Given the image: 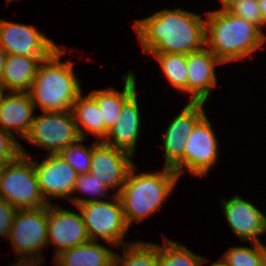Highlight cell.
<instances>
[{"instance_id": "obj_1", "label": "cell", "mask_w": 266, "mask_h": 266, "mask_svg": "<svg viewBox=\"0 0 266 266\" xmlns=\"http://www.w3.org/2000/svg\"><path fill=\"white\" fill-rule=\"evenodd\" d=\"M133 28L144 53L188 55L205 46V19L181 8L157 11L136 20Z\"/></svg>"}, {"instance_id": "obj_2", "label": "cell", "mask_w": 266, "mask_h": 266, "mask_svg": "<svg viewBox=\"0 0 266 266\" xmlns=\"http://www.w3.org/2000/svg\"><path fill=\"white\" fill-rule=\"evenodd\" d=\"M205 46L223 63L251 56L266 41L255 24L220 8L206 13Z\"/></svg>"}, {"instance_id": "obj_3", "label": "cell", "mask_w": 266, "mask_h": 266, "mask_svg": "<svg viewBox=\"0 0 266 266\" xmlns=\"http://www.w3.org/2000/svg\"><path fill=\"white\" fill-rule=\"evenodd\" d=\"M65 49L57 48L43 60L29 90L31 100L42 111H70L82 93L81 84L74 72V62H61Z\"/></svg>"}, {"instance_id": "obj_4", "label": "cell", "mask_w": 266, "mask_h": 266, "mask_svg": "<svg viewBox=\"0 0 266 266\" xmlns=\"http://www.w3.org/2000/svg\"><path fill=\"white\" fill-rule=\"evenodd\" d=\"M136 169L135 164L130 168L118 194L129 227L134 221L140 223L160 210L180 178L173 169L166 167L163 171L137 174Z\"/></svg>"}, {"instance_id": "obj_5", "label": "cell", "mask_w": 266, "mask_h": 266, "mask_svg": "<svg viewBox=\"0 0 266 266\" xmlns=\"http://www.w3.org/2000/svg\"><path fill=\"white\" fill-rule=\"evenodd\" d=\"M0 197L18 210L39 209L49 205L41 194L33 160L23 147L21 155L7 163L2 170Z\"/></svg>"}, {"instance_id": "obj_6", "label": "cell", "mask_w": 266, "mask_h": 266, "mask_svg": "<svg viewBox=\"0 0 266 266\" xmlns=\"http://www.w3.org/2000/svg\"><path fill=\"white\" fill-rule=\"evenodd\" d=\"M77 210L82 215L83 222L90 241L103 239L110 247H122L128 244L123 239L130 228L126 222L123 206L118 195L113 194L109 201H96L79 204Z\"/></svg>"}, {"instance_id": "obj_7", "label": "cell", "mask_w": 266, "mask_h": 266, "mask_svg": "<svg viewBox=\"0 0 266 266\" xmlns=\"http://www.w3.org/2000/svg\"><path fill=\"white\" fill-rule=\"evenodd\" d=\"M35 115L31 128L24 138L31 144L58 154L81 137L75 125L72 111H44Z\"/></svg>"}, {"instance_id": "obj_8", "label": "cell", "mask_w": 266, "mask_h": 266, "mask_svg": "<svg viewBox=\"0 0 266 266\" xmlns=\"http://www.w3.org/2000/svg\"><path fill=\"white\" fill-rule=\"evenodd\" d=\"M218 138L207 114L196 124L186 140L183 159L173 168L179 177L186 169L196 176H208V171L217 163ZM185 166V167H184Z\"/></svg>"}, {"instance_id": "obj_9", "label": "cell", "mask_w": 266, "mask_h": 266, "mask_svg": "<svg viewBox=\"0 0 266 266\" xmlns=\"http://www.w3.org/2000/svg\"><path fill=\"white\" fill-rule=\"evenodd\" d=\"M47 225L48 205L18 210L8 237L15 256L44 258L42 250L48 247Z\"/></svg>"}, {"instance_id": "obj_10", "label": "cell", "mask_w": 266, "mask_h": 266, "mask_svg": "<svg viewBox=\"0 0 266 266\" xmlns=\"http://www.w3.org/2000/svg\"><path fill=\"white\" fill-rule=\"evenodd\" d=\"M0 47L8 55L48 58L59 46L33 25L0 19Z\"/></svg>"}, {"instance_id": "obj_11", "label": "cell", "mask_w": 266, "mask_h": 266, "mask_svg": "<svg viewBox=\"0 0 266 266\" xmlns=\"http://www.w3.org/2000/svg\"><path fill=\"white\" fill-rule=\"evenodd\" d=\"M132 158L130 153L96 140L92 144L90 173L118 195L134 165Z\"/></svg>"}, {"instance_id": "obj_12", "label": "cell", "mask_w": 266, "mask_h": 266, "mask_svg": "<svg viewBox=\"0 0 266 266\" xmlns=\"http://www.w3.org/2000/svg\"><path fill=\"white\" fill-rule=\"evenodd\" d=\"M204 104L205 102L188 101L181 112L170 121L161 139L164 144V167L173 169L183 159L188 136L206 115Z\"/></svg>"}, {"instance_id": "obj_13", "label": "cell", "mask_w": 266, "mask_h": 266, "mask_svg": "<svg viewBox=\"0 0 266 266\" xmlns=\"http://www.w3.org/2000/svg\"><path fill=\"white\" fill-rule=\"evenodd\" d=\"M38 162L33 160V167L45 201L52 204V199L56 198L70 200L78 175L74 168L58 154H49Z\"/></svg>"}, {"instance_id": "obj_14", "label": "cell", "mask_w": 266, "mask_h": 266, "mask_svg": "<svg viewBox=\"0 0 266 266\" xmlns=\"http://www.w3.org/2000/svg\"><path fill=\"white\" fill-rule=\"evenodd\" d=\"M48 205V246L55 245V254L90 241L80 211Z\"/></svg>"}, {"instance_id": "obj_15", "label": "cell", "mask_w": 266, "mask_h": 266, "mask_svg": "<svg viewBox=\"0 0 266 266\" xmlns=\"http://www.w3.org/2000/svg\"><path fill=\"white\" fill-rule=\"evenodd\" d=\"M221 203L226 220L240 241L263 243L259 236L266 233V215L256 205L238 195L229 200L221 198Z\"/></svg>"}, {"instance_id": "obj_16", "label": "cell", "mask_w": 266, "mask_h": 266, "mask_svg": "<svg viewBox=\"0 0 266 266\" xmlns=\"http://www.w3.org/2000/svg\"><path fill=\"white\" fill-rule=\"evenodd\" d=\"M223 64L206 46L187 55V93L189 101L207 102L216 88L217 76L215 68Z\"/></svg>"}, {"instance_id": "obj_17", "label": "cell", "mask_w": 266, "mask_h": 266, "mask_svg": "<svg viewBox=\"0 0 266 266\" xmlns=\"http://www.w3.org/2000/svg\"><path fill=\"white\" fill-rule=\"evenodd\" d=\"M137 92L123 105L119 119L108 130L103 142L135 156L136 142L141 132V115Z\"/></svg>"}, {"instance_id": "obj_18", "label": "cell", "mask_w": 266, "mask_h": 266, "mask_svg": "<svg viewBox=\"0 0 266 266\" xmlns=\"http://www.w3.org/2000/svg\"><path fill=\"white\" fill-rule=\"evenodd\" d=\"M35 106L28 92H1L0 127L13 134V129L22 139L28 134L34 120Z\"/></svg>"}, {"instance_id": "obj_19", "label": "cell", "mask_w": 266, "mask_h": 266, "mask_svg": "<svg viewBox=\"0 0 266 266\" xmlns=\"http://www.w3.org/2000/svg\"><path fill=\"white\" fill-rule=\"evenodd\" d=\"M42 60L38 57L7 55L0 81L2 92H29Z\"/></svg>"}, {"instance_id": "obj_20", "label": "cell", "mask_w": 266, "mask_h": 266, "mask_svg": "<svg viewBox=\"0 0 266 266\" xmlns=\"http://www.w3.org/2000/svg\"><path fill=\"white\" fill-rule=\"evenodd\" d=\"M124 88L117 91L110 87L106 89H96L89 94L96 100L101 111L102 119L105 122V137L108 130L119 119L123 105L137 92L136 78L132 70L123 76Z\"/></svg>"}, {"instance_id": "obj_21", "label": "cell", "mask_w": 266, "mask_h": 266, "mask_svg": "<svg viewBox=\"0 0 266 266\" xmlns=\"http://www.w3.org/2000/svg\"><path fill=\"white\" fill-rule=\"evenodd\" d=\"M115 252L97 241H89L60 252L53 258L56 266H112Z\"/></svg>"}, {"instance_id": "obj_22", "label": "cell", "mask_w": 266, "mask_h": 266, "mask_svg": "<svg viewBox=\"0 0 266 266\" xmlns=\"http://www.w3.org/2000/svg\"><path fill=\"white\" fill-rule=\"evenodd\" d=\"M81 93L72 107V114L78 133L82 139L88 132L98 137V141L105 138V122L96 100L90 95L82 96Z\"/></svg>"}, {"instance_id": "obj_23", "label": "cell", "mask_w": 266, "mask_h": 266, "mask_svg": "<svg viewBox=\"0 0 266 266\" xmlns=\"http://www.w3.org/2000/svg\"><path fill=\"white\" fill-rule=\"evenodd\" d=\"M122 248L123 255L115 252L112 266H157L158 244L136 240Z\"/></svg>"}, {"instance_id": "obj_24", "label": "cell", "mask_w": 266, "mask_h": 266, "mask_svg": "<svg viewBox=\"0 0 266 266\" xmlns=\"http://www.w3.org/2000/svg\"><path fill=\"white\" fill-rule=\"evenodd\" d=\"M154 55L166 80L177 89L187 94V55L180 53L149 52Z\"/></svg>"}, {"instance_id": "obj_25", "label": "cell", "mask_w": 266, "mask_h": 266, "mask_svg": "<svg viewBox=\"0 0 266 266\" xmlns=\"http://www.w3.org/2000/svg\"><path fill=\"white\" fill-rule=\"evenodd\" d=\"M163 246L158 244L157 266H202L205 258L196 255L185 245H181L168 238L164 239Z\"/></svg>"}, {"instance_id": "obj_26", "label": "cell", "mask_w": 266, "mask_h": 266, "mask_svg": "<svg viewBox=\"0 0 266 266\" xmlns=\"http://www.w3.org/2000/svg\"><path fill=\"white\" fill-rule=\"evenodd\" d=\"M109 188L103 183L99 182L94 175L89 173H81L77 175V180L74 185L73 195L74 194H86L90 195L89 198L80 197H70V201L75 205L87 203V202H96L103 201L106 198H112L109 196ZM108 194V195H107ZM92 196V197H91ZM96 196V197H95ZM104 197V198H101Z\"/></svg>"}, {"instance_id": "obj_27", "label": "cell", "mask_w": 266, "mask_h": 266, "mask_svg": "<svg viewBox=\"0 0 266 266\" xmlns=\"http://www.w3.org/2000/svg\"><path fill=\"white\" fill-rule=\"evenodd\" d=\"M253 247H230L223 259L231 266H263L266 261V245L252 243Z\"/></svg>"}, {"instance_id": "obj_28", "label": "cell", "mask_w": 266, "mask_h": 266, "mask_svg": "<svg viewBox=\"0 0 266 266\" xmlns=\"http://www.w3.org/2000/svg\"><path fill=\"white\" fill-rule=\"evenodd\" d=\"M83 141L84 139L80 138L58 153L78 174L89 173L91 168L92 145L87 148V146L81 144Z\"/></svg>"}, {"instance_id": "obj_29", "label": "cell", "mask_w": 266, "mask_h": 266, "mask_svg": "<svg viewBox=\"0 0 266 266\" xmlns=\"http://www.w3.org/2000/svg\"><path fill=\"white\" fill-rule=\"evenodd\" d=\"M225 9L248 22L257 25L262 31L266 27L263 21L258 0H233Z\"/></svg>"}, {"instance_id": "obj_30", "label": "cell", "mask_w": 266, "mask_h": 266, "mask_svg": "<svg viewBox=\"0 0 266 266\" xmlns=\"http://www.w3.org/2000/svg\"><path fill=\"white\" fill-rule=\"evenodd\" d=\"M21 155V144L14 134L0 127V162L5 165L16 160Z\"/></svg>"}, {"instance_id": "obj_31", "label": "cell", "mask_w": 266, "mask_h": 266, "mask_svg": "<svg viewBox=\"0 0 266 266\" xmlns=\"http://www.w3.org/2000/svg\"><path fill=\"white\" fill-rule=\"evenodd\" d=\"M17 212L18 209L0 197V235L3 238L8 239Z\"/></svg>"}, {"instance_id": "obj_32", "label": "cell", "mask_w": 266, "mask_h": 266, "mask_svg": "<svg viewBox=\"0 0 266 266\" xmlns=\"http://www.w3.org/2000/svg\"><path fill=\"white\" fill-rule=\"evenodd\" d=\"M43 258L39 257H27V256H19L18 261L12 266H43L44 263Z\"/></svg>"}, {"instance_id": "obj_33", "label": "cell", "mask_w": 266, "mask_h": 266, "mask_svg": "<svg viewBox=\"0 0 266 266\" xmlns=\"http://www.w3.org/2000/svg\"><path fill=\"white\" fill-rule=\"evenodd\" d=\"M7 55L8 54L0 47V81L3 76V68L5 66Z\"/></svg>"}, {"instance_id": "obj_34", "label": "cell", "mask_w": 266, "mask_h": 266, "mask_svg": "<svg viewBox=\"0 0 266 266\" xmlns=\"http://www.w3.org/2000/svg\"><path fill=\"white\" fill-rule=\"evenodd\" d=\"M259 8L261 11V15L264 23L266 24V0H258Z\"/></svg>"}, {"instance_id": "obj_35", "label": "cell", "mask_w": 266, "mask_h": 266, "mask_svg": "<svg viewBox=\"0 0 266 266\" xmlns=\"http://www.w3.org/2000/svg\"><path fill=\"white\" fill-rule=\"evenodd\" d=\"M209 266H231L228 264L224 259H221L220 261H216L213 264H210Z\"/></svg>"}, {"instance_id": "obj_36", "label": "cell", "mask_w": 266, "mask_h": 266, "mask_svg": "<svg viewBox=\"0 0 266 266\" xmlns=\"http://www.w3.org/2000/svg\"><path fill=\"white\" fill-rule=\"evenodd\" d=\"M222 3V8H225L228 4H230L233 0H219Z\"/></svg>"}, {"instance_id": "obj_37", "label": "cell", "mask_w": 266, "mask_h": 266, "mask_svg": "<svg viewBox=\"0 0 266 266\" xmlns=\"http://www.w3.org/2000/svg\"><path fill=\"white\" fill-rule=\"evenodd\" d=\"M4 166H5V164L3 162H0V175L2 173Z\"/></svg>"}, {"instance_id": "obj_38", "label": "cell", "mask_w": 266, "mask_h": 266, "mask_svg": "<svg viewBox=\"0 0 266 266\" xmlns=\"http://www.w3.org/2000/svg\"><path fill=\"white\" fill-rule=\"evenodd\" d=\"M13 1V0H6V5L8 6L10 4V2ZM9 3V4H8Z\"/></svg>"}]
</instances>
